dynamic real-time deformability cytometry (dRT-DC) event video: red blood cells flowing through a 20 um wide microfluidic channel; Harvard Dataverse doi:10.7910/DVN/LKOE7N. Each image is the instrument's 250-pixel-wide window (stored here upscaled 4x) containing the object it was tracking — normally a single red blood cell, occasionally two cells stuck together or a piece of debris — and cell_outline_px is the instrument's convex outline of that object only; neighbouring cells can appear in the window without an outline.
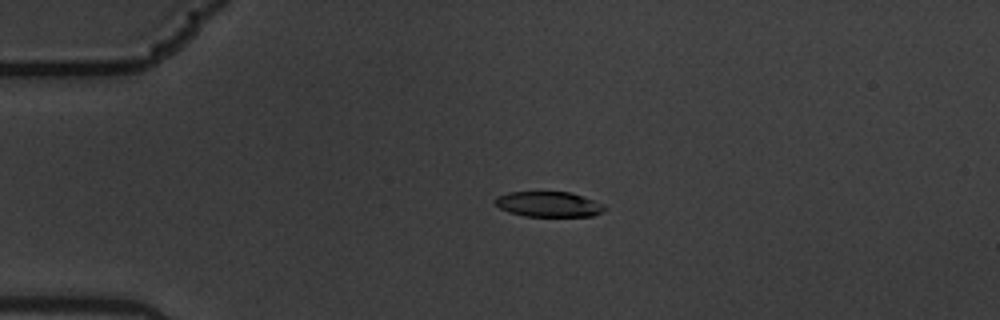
{"species": "common noctule bat (a hibernating species)", "species_latin": "Nyctalus noctula", "temperature_condition": "warm", "stored_images_in_passage": 5, "camera_frame_rate_fps": 3000, "um_per_image_px": 0.085, "animal": {"sex": "male", "body_mass_g": 19.5, "forearm_length_mm": 54.6}, "frame": {"image": 1, "passage_image": 4, "time_ms": 1.0, "image_size_px": [1000, 320], "cell_outline_px": [[608, 208], [592, 216], [524, 216], [508, 212], [500, 208], [492, 200], [496, 196], [508, 192], [572, 192], [604, 204]], "centroid_in_image_um": [46.61, 17.35], "position_along_channel_um": 38.4, "area_um2": 16.24}}